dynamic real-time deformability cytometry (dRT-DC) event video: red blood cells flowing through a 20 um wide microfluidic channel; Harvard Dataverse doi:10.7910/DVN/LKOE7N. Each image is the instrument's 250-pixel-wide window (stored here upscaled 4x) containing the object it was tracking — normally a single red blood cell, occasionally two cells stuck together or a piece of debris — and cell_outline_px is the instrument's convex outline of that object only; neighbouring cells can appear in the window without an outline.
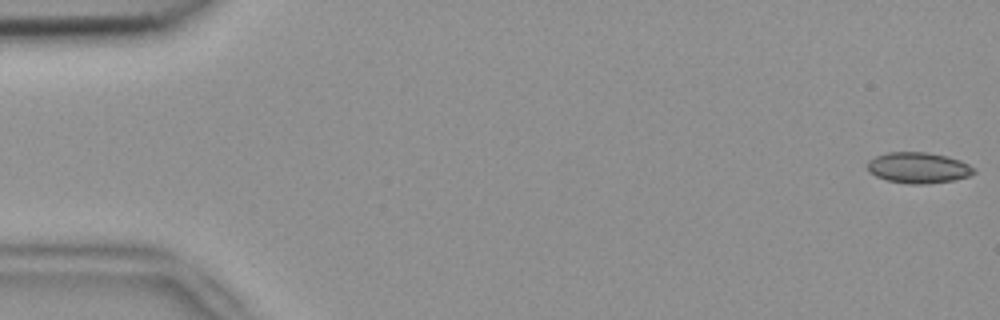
{"species": "common noctule bat (a hibernating species)", "species_latin": "Nyctalus noctula", "temperature_condition": "room temperature", "stored_images_in_passage": 5, "camera_frame_rate_fps": 3000, "um_per_image_px": 0.085, "animal": {"sex": "female", "body_mass_g": 18.4}, "frame": {"image": 1, "passage_image": 1, "time_ms": 0.0, "image_size_px": [1000, 320], "cell_outline_px": [[976, 172], [968, 176], [956, 180], [924, 184], [908, 184], [888, 180], [876, 176], [868, 172], [868, 160], [876, 156], [888, 152], [928, 152], [948, 156], [960, 160], [968, 164]], "centroid_in_image_um": [78.05, 14.26], "position_along_channel_um": 6.9, "area_um2": 19.19}}
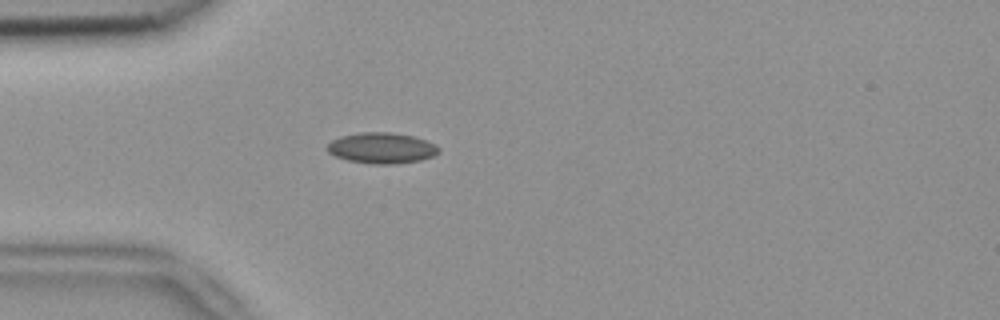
{"frame": {"image": 2, "passage_image": 5, "time_ms": 1.333, "image_size_px": [1000, 320], "cell_outline_px": [[440, 152], [432, 156], [420, 160], [392, 164], [372, 164], [348, 160], [336, 156], [328, 152], [328, 144], [332, 140], [340, 136], [360, 132], [392, 132], [416, 136], [436, 144], [440, 148]], "centroid_in_image_um": [32.48, 12.57], "position_along_channel_um": 52.5, "area_um2": 20.11}}